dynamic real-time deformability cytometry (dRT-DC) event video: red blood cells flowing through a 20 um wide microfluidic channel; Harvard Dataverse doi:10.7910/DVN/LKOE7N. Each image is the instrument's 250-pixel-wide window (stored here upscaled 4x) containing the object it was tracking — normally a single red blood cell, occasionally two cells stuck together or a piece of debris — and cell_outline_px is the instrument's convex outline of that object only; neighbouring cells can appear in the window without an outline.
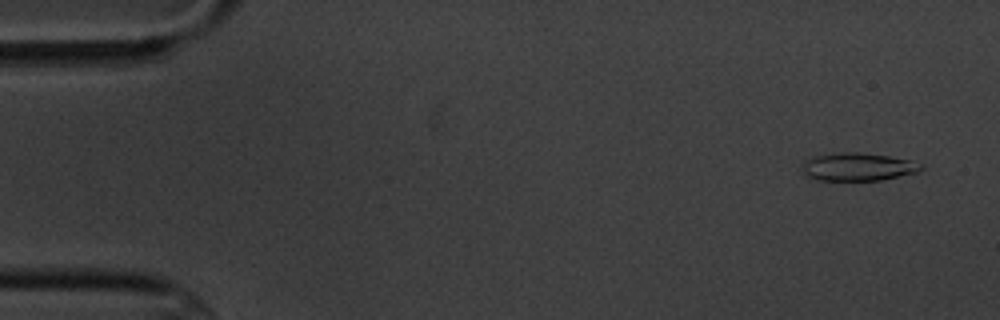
{"species": "common noctule bat (a hibernating species)", "species_latin": "Nyctalus noctula", "temperature_condition": "cold", "stored_images_in_passage": 5, "camera_frame_rate_fps": 3000, "um_per_image_px": 0.085, "animal": {"sex": "male", "body_mass_g": 20.1, "forearm_length_mm": 53.5}, "frame": {"image": 1, "passage_image": 1, "time_ms": 0.0, "image_size_px": [1000, 320], "cell_outline_px": [[924, 168], [916, 172], [880, 180], [816, 180], [804, 176], [800, 168], [800, 164], [804, 160], [812, 156], [840, 152], [860, 152], [888, 156], [908, 160], [924, 164]], "centroid_in_image_um": [72.82, 14.18], "position_along_channel_um": 12.2, "area_um2": 19.59}}